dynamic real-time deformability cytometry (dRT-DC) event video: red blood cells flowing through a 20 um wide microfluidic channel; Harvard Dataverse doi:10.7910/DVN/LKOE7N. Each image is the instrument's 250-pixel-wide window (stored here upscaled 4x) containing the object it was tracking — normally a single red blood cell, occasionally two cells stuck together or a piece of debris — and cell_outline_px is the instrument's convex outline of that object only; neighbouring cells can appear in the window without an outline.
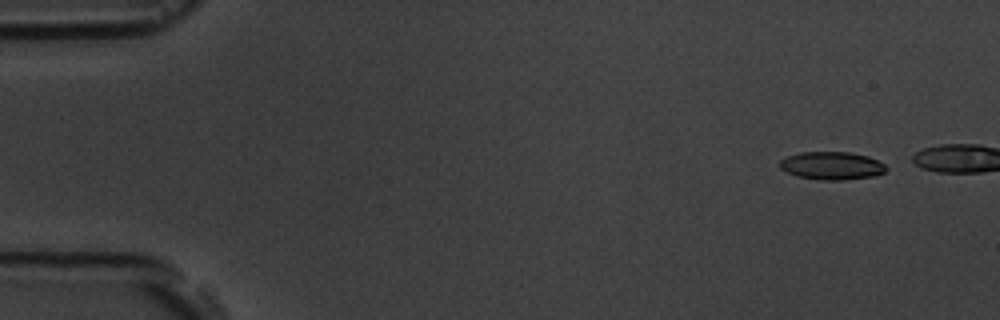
{"species": "common noctule bat (a hibernating species)", "species_latin": "Nyctalus noctula", "temperature_condition": "room temperature", "stored_images_in_passage": 6, "camera_frame_rate_fps": 3000, "um_per_image_px": 0.085, "animal": {"sex": "male", "body_mass_g": 19.5, "forearm_length_mm": 54.6}, "frame": {"image": 1, "passage_image": 1, "time_ms": 0.0, "image_size_px": [1000, 320], "cell_outline_px": [[888, 168], [884, 172], [876, 176], [844, 180], [820, 180], [796, 176], [780, 168], [780, 160], [788, 156], [800, 152], [848, 152], [868, 156], [884, 164]], "centroid_in_image_um": [70.71, 14.09], "position_along_channel_um": 14.3, "area_um2": 17.34}}